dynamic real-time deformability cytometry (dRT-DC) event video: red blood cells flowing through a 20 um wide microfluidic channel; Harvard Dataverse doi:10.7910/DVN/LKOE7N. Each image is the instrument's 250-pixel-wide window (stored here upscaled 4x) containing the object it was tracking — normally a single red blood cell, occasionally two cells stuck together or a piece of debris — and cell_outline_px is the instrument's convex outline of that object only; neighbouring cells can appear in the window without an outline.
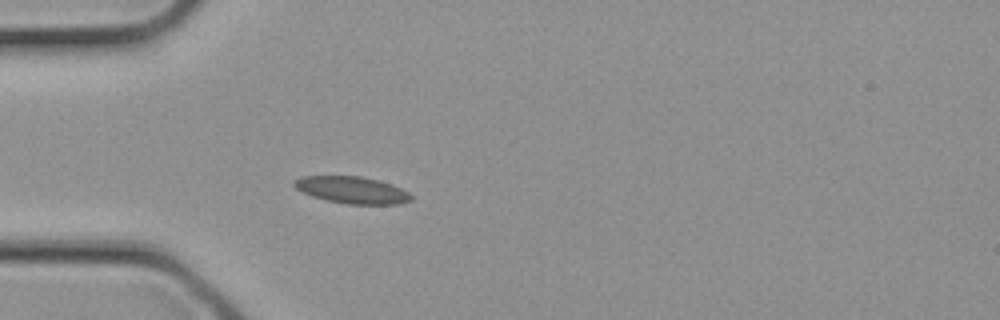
{"species": "common noctule bat (a hibernating species)", "species_latin": "Nyctalus noctula", "temperature_condition": "cold", "stored_images_in_passage": 1, "camera_frame_rate_fps": 3000, "um_per_image_px": 0.085, "animal": {"sex": "female", "body_mass_g": 21.9}, "frame": {"image": 1, "passage_image": 1, "time_ms": 0.0, "image_size_px": [1000, 320], "cell_outline_px": [[412, 200], [400, 204], [348, 204], [328, 200], [312, 196], [296, 188], [292, 184], [292, 180], [300, 176], [360, 176], [392, 184], [408, 192], [412, 196]], "centroid_in_image_um": [29.91, 16.14], "position_along_channel_um": 55.1, "area_um2": 18.26}}